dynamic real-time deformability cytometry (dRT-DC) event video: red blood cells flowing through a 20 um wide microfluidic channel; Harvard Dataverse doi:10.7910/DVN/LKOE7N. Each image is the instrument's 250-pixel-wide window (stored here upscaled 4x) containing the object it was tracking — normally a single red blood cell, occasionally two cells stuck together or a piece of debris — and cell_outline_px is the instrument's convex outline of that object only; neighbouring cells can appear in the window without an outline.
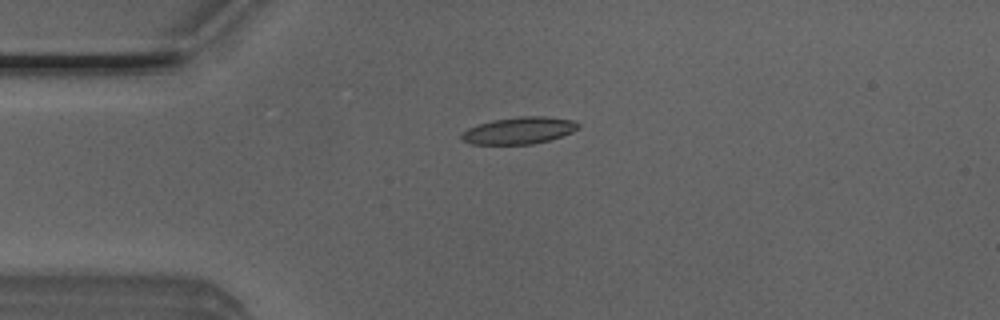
{"species": "Egyptian fruit bat (a non-hibernating species)", "species_latin": "Rousettus aegyptiacus", "temperature_condition": "room temperature", "stored_images_in_passage": 41, "camera_frame_rate_fps": 3000, "um_per_image_px": 0.085, "animal": {"sex": "male"}, "frame": {"image": 1, "passage_image": 2, "time_ms": 0.333, "image_size_px": [1000, 320], "cell_outline_px": [[580, 128], [572, 132], [548, 140], [532, 144], [472, 144], [460, 140], [460, 136], [468, 128], [492, 120], [520, 116], [544, 116], [576, 120], [580, 124]], "centroid_in_image_um": [44.14, 11.08], "position_along_channel_um": 40.9, "area_um2": 18.32}}
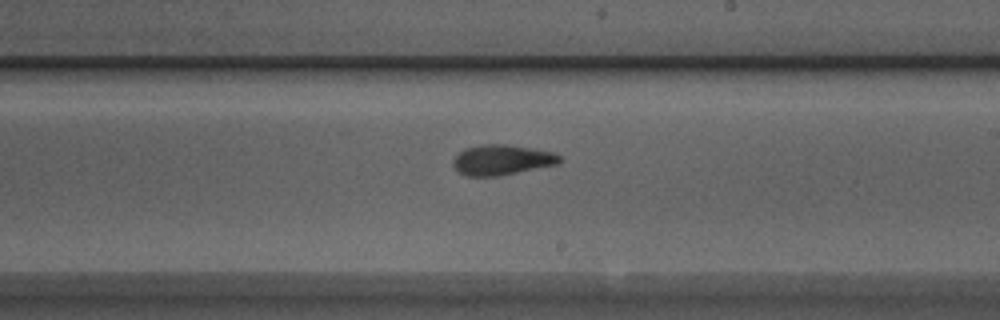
{"frame": {"image": 2, "passage_image": 19, "time_ms": 6.0, "image_size_px": [1000, 320], "cell_outline_px": [[560, 160], [556, 164], [496, 176], [468, 176], [460, 172], [452, 164], [452, 160], [464, 148], [484, 144], [504, 144], [532, 148], [552, 152], [560, 156]], "centroid_in_image_um": [42.61, 13.58], "position_along_channel_um": 246.4, "area_um2": 18.38}}
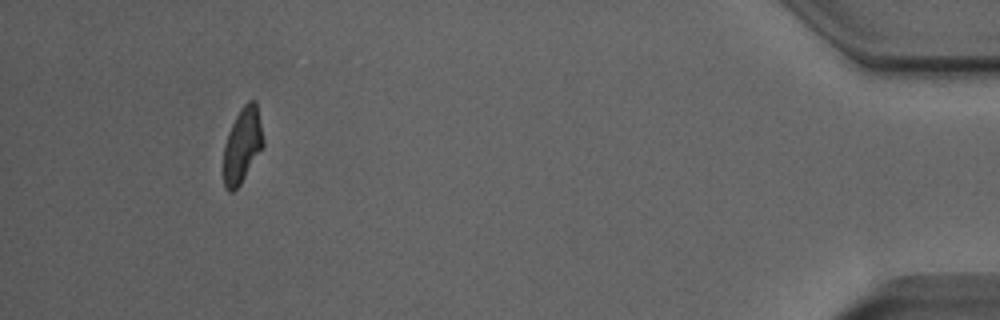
{"frame": {"image": 3, "passage_image": 37, "time_ms": 12.0, "image_size_px": [1000, 320], "cell_outline_px": [[264, 144], [240, 184], [232, 192], [228, 192], [224, 188], [224, 144], [228, 132], [240, 108], [248, 100], [256, 100], [264, 140]], "centroid_in_image_um": [20.59, 12.32], "position_along_channel_um": 414.6, "area_um2": 17.22}, "authors_computed_cell_mechanics": {"area_um2": 18.1492, "velocity_mm_per_s": 4.03, "shape_relaxation_time_tau1_ms": 4.2578, "shape_relaxation_time_tau2_ms": 2.7131, "deformation_change_tau1": 0.1628, "deformation_change_tau2": 0.1068}}